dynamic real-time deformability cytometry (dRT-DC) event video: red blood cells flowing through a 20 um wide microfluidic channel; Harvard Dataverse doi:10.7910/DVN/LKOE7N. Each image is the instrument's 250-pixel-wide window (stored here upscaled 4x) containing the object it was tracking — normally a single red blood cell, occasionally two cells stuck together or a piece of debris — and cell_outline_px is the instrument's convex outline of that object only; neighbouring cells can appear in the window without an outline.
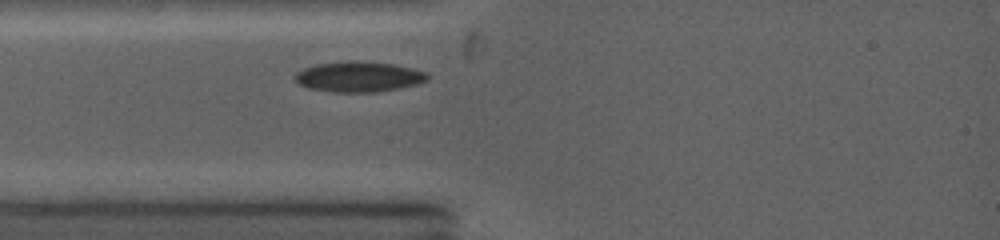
{"species": "common noctule bat (a hibernating species)", "species_latin": "Nyctalus noctula", "temperature_condition": "warm", "stored_images_in_passage": 19, "camera_frame_rate_fps": 5000, "um_per_image_px": 0.085, "animal": {"sex": "female", "body_mass_g": 19.0, "forearm_length_mm": 53.3}, "frame": {"image": 1, "passage_image": 1, "time_ms": 0.0, "image_size_px": [1000, 240], "cell_outline_px": [[428, 76], [424, 80], [412, 84], [396, 88], [372, 92], [336, 92], [308, 88], [300, 84], [296, 80], [296, 72], [304, 68], [316, 64], [348, 60], [364, 60], [392, 64], [424, 72]], "centroid_in_image_um": [30.39, 6.5], "position_along_channel_um": 54.6, "area_um2": 22.95}}
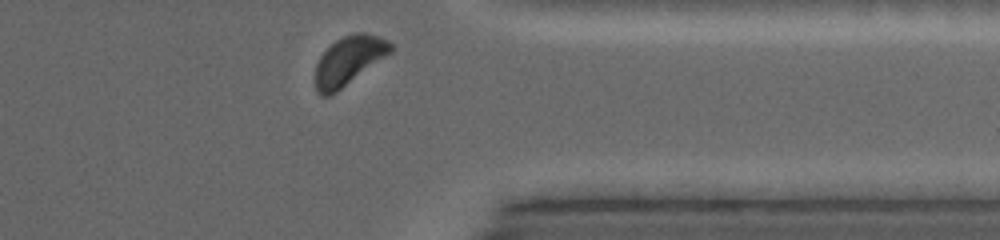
{"frame": {"image": 2, "passage_image": 19, "time_ms": 7.8, "image_size_px": [1000, 240], "cell_outline_px": [[396, 48], [392, 52], [336, 92], [328, 96], [324, 96], [316, 92], [316, 64], [320, 56], [336, 40], [344, 36], [356, 32], [364, 32], [380, 36], [388, 40]], "centroid_in_image_um": [29.68, 5.13], "position_along_channel_um": 381.7, "area_um2": 21.27}}